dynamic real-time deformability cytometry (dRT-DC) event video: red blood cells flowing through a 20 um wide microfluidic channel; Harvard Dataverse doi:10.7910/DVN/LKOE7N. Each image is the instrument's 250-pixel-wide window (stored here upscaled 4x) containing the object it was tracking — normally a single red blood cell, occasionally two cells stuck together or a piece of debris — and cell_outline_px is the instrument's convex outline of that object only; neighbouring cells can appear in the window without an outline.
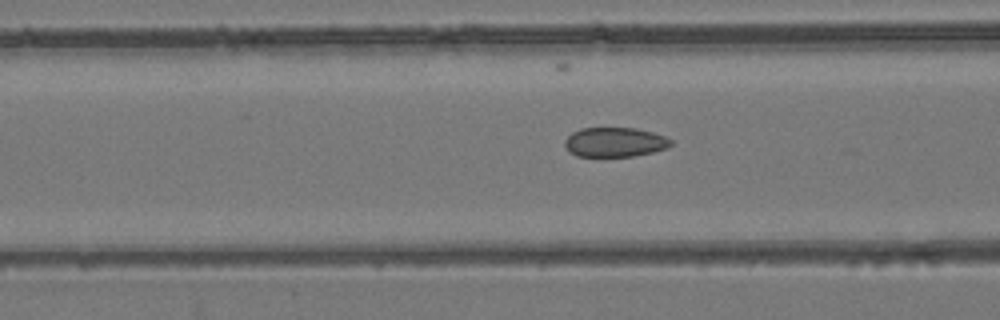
{"species": "common noctule bat (a hibernating species)", "species_latin": "Nyctalus noctula", "temperature_condition": "room temperature", "stored_images_in_passage": 37, "camera_frame_rate_fps": 3000, "um_per_image_px": 0.085, "animal": {"sex": "female", "body_mass_g": 24.6, "forearm_length_mm": 56.2}, "frame": {"image": 1, "passage_image": 22, "time_ms": 7.0, "image_size_px": [1000, 320], "cell_outline_px": [[672, 144], [668, 148], [652, 152], [632, 156], [576, 156], [568, 152], [564, 144], [564, 140], [572, 132], [580, 128], [636, 128], [652, 132], [664, 136], [672, 140]], "centroid_in_image_um": [52.24, 12.08], "position_along_channel_um": 114.4, "area_um2": 18.32}}
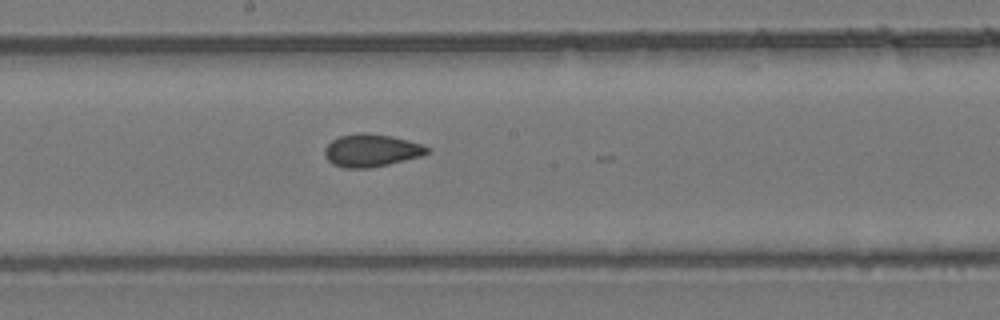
{"frame": {"image": 2, "passage_image": 30, "time_ms": 9.667, "image_size_px": [1000, 320], "cell_outline_px": [[432, 152], [420, 156], [388, 164], [368, 168], [344, 168], [332, 164], [324, 156], [324, 148], [332, 140], [340, 136], [360, 132], [364, 132], [392, 136], [424, 144], [432, 148]], "centroid_in_image_um": [31.59, 12.78], "position_along_channel_um": 216.6, "area_um2": 19.71}}
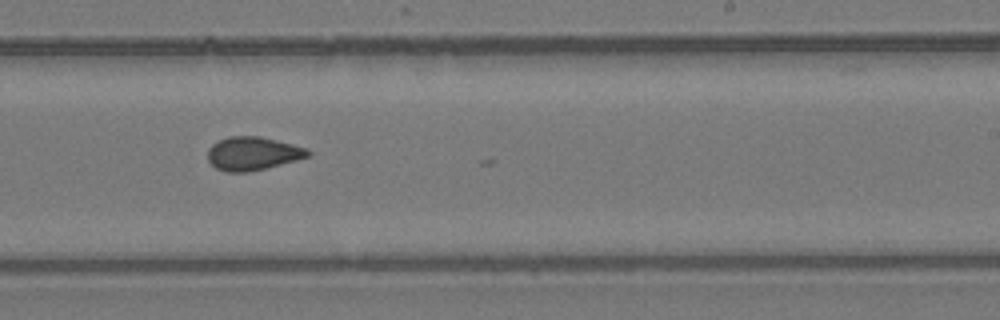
{"frame": {"image": 3, "passage_image": 34, "time_ms": 11.0, "image_size_px": [1000, 320], "cell_outline_px": [[312, 152], [308, 156], [296, 160], [248, 172], [228, 172], [216, 168], [208, 160], [208, 148], [212, 144], [228, 136], [260, 136], [308, 148]], "centroid_in_image_um": [21.48, 13.04], "position_along_channel_um": 267.5, "area_um2": 19.36}}